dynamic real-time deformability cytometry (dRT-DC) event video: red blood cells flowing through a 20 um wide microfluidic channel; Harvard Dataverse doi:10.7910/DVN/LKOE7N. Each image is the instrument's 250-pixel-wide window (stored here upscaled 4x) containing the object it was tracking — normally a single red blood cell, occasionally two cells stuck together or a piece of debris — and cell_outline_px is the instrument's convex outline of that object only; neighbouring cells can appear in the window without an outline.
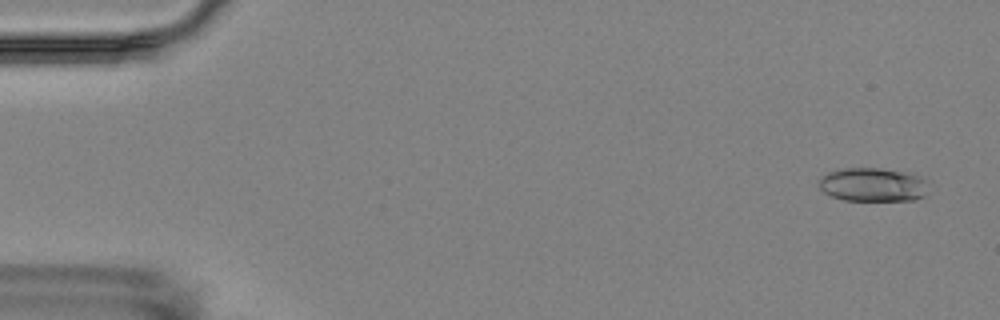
{"species": "Egyptian fruit bat (a non-hibernating species)", "species_latin": "Rousettus aegyptiacus", "temperature_condition": "room temperature", "stored_images_in_passage": 5, "camera_frame_rate_fps": 3000, "um_per_image_px": 0.085, "animal": {"sex": "female"}, "frame": {"image": 1, "passage_image": 1, "time_ms": 0.0, "image_size_px": [1000, 320], "cell_outline_px": [[928, 196], [916, 200], [844, 200], [832, 196], [824, 192], [820, 188], [820, 180], [828, 172], [840, 168], [880, 168], [908, 172], [924, 176], [928, 180]], "centroid_in_image_um": [74.31, 15.69], "position_along_channel_um": 10.7, "area_um2": 21.96}}